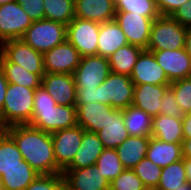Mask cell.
I'll return each instance as SVG.
<instances>
[{
    "mask_svg": "<svg viewBox=\"0 0 191 190\" xmlns=\"http://www.w3.org/2000/svg\"><path fill=\"white\" fill-rule=\"evenodd\" d=\"M158 17H146L132 12H116L115 21L125 33L128 44L146 50L153 21Z\"/></svg>",
    "mask_w": 191,
    "mask_h": 190,
    "instance_id": "9",
    "label": "cell"
},
{
    "mask_svg": "<svg viewBox=\"0 0 191 190\" xmlns=\"http://www.w3.org/2000/svg\"><path fill=\"white\" fill-rule=\"evenodd\" d=\"M176 190H191V185L186 183L181 186V188H178Z\"/></svg>",
    "mask_w": 191,
    "mask_h": 190,
    "instance_id": "50",
    "label": "cell"
},
{
    "mask_svg": "<svg viewBox=\"0 0 191 190\" xmlns=\"http://www.w3.org/2000/svg\"><path fill=\"white\" fill-rule=\"evenodd\" d=\"M187 116H191V111H189L188 113H186Z\"/></svg>",
    "mask_w": 191,
    "mask_h": 190,
    "instance_id": "54",
    "label": "cell"
},
{
    "mask_svg": "<svg viewBox=\"0 0 191 190\" xmlns=\"http://www.w3.org/2000/svg\"><path fill=\"white\" fill-rule=\"evenodd\" d=\"M44 0H18L19 4L32 21L44 19Z\"/></svg>",
    "mask_w": 191,
    "mask_h": 190,
    "instance_id": "41",
    "label": "cell"
},
{
    "mask_svg": "<svg viewBox=\"0 0 191 190\" xmlns=\"http://www.w3.org/2000/svg\"><path fill=\"white\" fill-rule=\"evenodd\" d=\"M145 188L132 169H125L110 183V190H144Z\"/></svg>",
    "mask_w": 191,
    "mask_h": 190,
    "instance_id": "39",
    "label": "cell"
},
{
    "mask_svg": "<svg viewBox=\"0 0 191 190\" xmlns=\"http://www.w3.org/2000/svg\"><path fill=\"white\" fill-rule=\"evenodd\" d=\"M127 44L125 33L115 19L100 24L97 55L108 58L117 49Z\"/></svg>",
    "mask_w": 191,
    "mask_h": 190,
    "instance_id": "23",
    "label": "cell"
},
{
    "mask_svg": "<svg viewBox=\"0 0 191 190\" xmlns=\"http://www.w3.org/2000/svg\"><path fill=\"white\" fill-rule=\"evenodd\" d=\"M41 86L58 105H76V85L72 74L45 73Z\"/></svg>",
    "mask_w": 191,
    "mask_h": 190,
    "instance_id": "17",
    "label": "cell"
},
{
    "mask_svg": "<svg viewBox=\"0 0 191 190\" xmlns=\"http://www.w3.org/2000/svg\"><path fill=\"white\" fill-rule=\"evenodd\" d=\"M133 93L134 83L130 76L110 72L98 86V102L115 109H125L132 105Z\"/></svg>",
    "mask_w": 191,
    "mask_h": 190,
    "instance_id": "6",
    "label": "cell"
},
{
    "mask_svg": "<svg viewBox=\"0 0 191 190\" xmlns=\"http://www.w3.org/2000/svg\"><path fill=\"white\" fill-rule=\"evenodd\" d=\"M8 81L4 75V71L0 65V110L2 109L4 105L6 90L8 86Z\"/></svg>",
    "mask_w": 191,
    "mask_h": 190,
    "instance_id": "45",
    "label": "cell"
},
{
    "mask_svg": "<svg viewBox=\"0 0 191 190\" xmlns=\"http://www.w3.org/2000/svg\"><path fill=\"white\" fill-rule=\"evenodd\" d=\"M110 72L108 58L99 55L81 57L73 73L75 85L84 88L98 87L106 80Z\"/></svg>",
    "mask_w": 191,
    "mask_h": 190,
    "instance_id": "12",
    "label": "cell"
},
{
    "mask_svg": "<svg viewBox=\"0 0 191 190\" xmlns=\"http://www.w3.org/2000/svg\"><path fill=\"white\" fill-rule=\"evenodd\" d=\"M183 139L191 138V116L186 114L182 118Z\"/></svg>",
    "mask_w": 191,
    "mask_h": 190,
    "instance_id": "46",
    "label": "cell"
},
{
    "mask_svg": "<svg viewBox=\"0 0 191 190\" xmlns=\"http://www.w3.org/2000/svg\"><path fill=\"white\" fill-rule=\"evenodd\" d=\"M186 170L187 183L191 185V159H183Z\"/></svg>",
    "mask_w": 191,
    "mask_h": 190,
    "instance_id": "49",
    "label": "cell"
},
{
    "mask_svg": "<svg viewBox=\"0 0 191 190\" xmlns=\"http://www.w3.org/2000/svg\"><path fill=\"white\" fill-rule=\"evenodd\" d=\"M184 48L185 51L191 56V27H187Z\"/></svg>",
    "mask_w": 191,
    "mask_h": 190,
    "instance_id": "48",
    "label": "cell"
},
{
    "mask_svg": "<svg viewBox=\"0 0 191 190\" xmlns=\"http://www.w3.org/2000/svg\"><path fill=\"white\" fill-rule=\"evenodd\" d=\"M186 183L184 160L181 159L162 168L161 177L156 188L159 190H176Z\"/></svg>",
    "mask_w": 191,
    "mask_h": 190,
    "instance_id": "33",
    "label": "cell"
},
{
    "mask_svg": "<svg viewBox=\"0 0 191 190\" xmlns=\"http://www.w3.org/2000/svg\"><path fill=\"white\" fill-rule=\"evenodd\" d=\"M35 89L9 83L4 105L0 110V128L29 124L32 119Z\"/></svg>",
    "mask_w": 191,
    "mask_h": 190,
    "instance_id": "3",
    "label": "cell"
},
{
    "mask_svg": "<svg viewBox=\"0 0 191 190\" xmlns=\"http://www.w3.org/2000/svg\"><path fill=\"white\" fill-rule=\"evenodd\" d=\"M29 125L47 133L77 125L76 106L58 105L42 86L35 89L32 119Z\"/></svg>",
    "mask_w": 191,
    "mask_h": 190,
    "instance_id": "2",
    "label": "cell"
},
{
    "mask_svg": "<svg viewBox=\"0 0 191 190\" xmlns=\"http://www.w3.org/2000/svg\"><path fill=\"white\" fill-rule=\"evenodd\" d=\"M96 166L100 170L102 177L111 183L125 168L119 159L115 149L105 148L99 156Z\"/></svg>",
    "mask_w": 191,
    "mask_h": 190,
    "instance_id": "34",
    "label": "cell"
},
{
    "mask_svg": "<svg viewBox=\"0 0 191 190\" xmlns=\"http://www.w3.org/2000/svg\"><path fill=\"white\" fill-rule=\"evenodd\" d=\"M44 19L68 25L75 18L74 0H44Z\"/></svg>",
    "mask_w": 191,
    "mask_h": 190,
    "instance_id": "32",
    "label": "cell"
},
{
    "mask_svg": "<svg viewBox=\"0 0 191 190\" xmlns=\"http://www.w3.org/2000/svg\"><path fill=\"white\" fill-rule=\"evenodd\" d=\"M130 79L134 85L146 83L152 85H170L171 83L163 68L157 63L153 53L148 50H143L140 53L133 67Z\"/></svg>",
    "mask_w": 191,
    "mask_h": 190,
    "instance_id": "16",
    "label": "cell"
},
{
    "mask_svg": "<svg viewBox=\"0 0 191 190\" xmlns=\"http://www.w3.org/2000/svg\"><path fill=\"white\" fill-rule=\"evenodd\" d=\"M188 0H155L156 7L161 16H171L176 9Z\"/></svg>",
    "mask_w": 191,
    "mask_h": 190,
    "instance_id": "43",
    "label": "cell"
},
{
    "mask_svg": "<svg viewBox=\"0 0 191 190\" xmlns=\"http://www.w3.org/2000/svg\"><path fill=\"white\" fill-rule=\"evenodd\" d=\"M159 114L172 116L176 119H182L185 115L180 105L176 101L173 90L169 87L161 98Z\"/></svg>",
    "mask_w": 191,
    "mask_h": 190,
    "instance_id": "40",
    "label": "cell"
},
{
    "mask_svg": "<svg viewBox=\"0 0 191 190\" xmlns=\"http://www.w3.org/2000/svg\"><path fill=\"white\" fill-rule=\"evenodd\" d=\"M116 12H132L146 17H159L155 0H114Z\"/></svg>",
    "mask_w": 191,
    "mask_h": 190,
    "instance_id": "35",
    "label": "cell"
},
{
    "mask_svg": "<svg viewBox=\"0 0 191 190\" xmlns=\"http://www.w3.org/2000/svg\"><path fill=\"white\" fill-rule=\"evenodd\" d=\"M132 170L146 188L157 187L161 177L162 167L157 166L145 157Z\"/></svg>",
    "mask_w": 191,
    "mask_h": 190,
    "instance_id": "36",
    "label": "cell"
},
{
    "mask_svg": "<svg viewBox=\"0 0 191 190\" xmlns=\"http://www.w3.org/2000/svg\"><path fill=\"white\" fill-rule=\"evenodd\" d=\"M0 65L8 83L25 86L30 89H37L42 84L44 75L31 73L16 63L8 62L2 55L0 56Z\"/></svg>",
    "mask_w": 191,
    "mask_h": 190,
    "instance_id": "30",
    "label": "cell"
},
{
    "mask_svg": "<svg viewBox=\"0 0 191 190\" xmlns=\"http://www.w3.org/2000/svg\"><path fill=\"white\" fill-rule=\"evenodd\" d=\"M75 17L104 23L115 19L114 0H74Z\"/></svg>",
    "mask_w": 191,
    "mask_h": 190,
    "instance_id": "19",
    "label": "cell"
},
{
    "mask_svg": "<svg viewBox=\"0 0 191 190\" xmlns=\"http://www.w3.org/2000/svg\"><path fill=\"white\" fill-rule=\"evenodd\" d=\"M66 32L67 25L43 19L33 21L21 39L36 51L44 54L63 43L66 40Z\"/></svg>",
    "mask_w": 191,
    "mask_h": 190,
    "instance_id": "5",
    "label": "cell"
},
{
    "mask_svg": "<svg viewBox=\"0 0 191 190\" xmlns=\"http://www.w3.org/2000/svg\"><path fill=\"white\" fill-rule=\"evenodd\" d=\"M169 85H152L149 83L134 85L132 105L142 109L151 117L158 116L161 98Z\"/></svg>",
    "mask_w": 191,
    "mask_h": 190,
    "instance_id": "20",
    "label": "cell"
},
{
    "mask_svg": "<svg viewBox=\"0 0 191 190\" xmlns=\"http://www.w3.org/2000/svg\"><path fill=\"white\" fill-rule=\"evenodd\" d=\"M151 136H129L115 150L125 169H133L146 157Z\"/></svg>",
    "mask_w": 191,
    "mask_h": 190,
    "instance_id": "24",
    "label": "cell"
},
{
    "mask_svg": "<svg viewBox=\"0 0 191 190\" xmlns=\"http://www.w3.org/2000/svg\"><path fill=\"white\" fill-rule=\"evenodd\" d=\"M25 190H65L63 174H40Z\"/></svg>",
    "mask_w": 191,
    "mask_h": 190,
    "instance_id": "38",
    "label": "cell"
},
{
    "mask_svg": "<svg viewBox=\"0 0 191 190\" xmlns=\"http://www.w3.org/2000/svg\"><path fill=\"white\" fill-rule=\"evenodd\" d=\"M151 137L167 143L182 144V119L162 114L152 117Z\"/></svg>",
    "mask_w": 191,
    "mask_h": 190,
    "instance_id": "25",
    "label": "cell"
},
{
    "mask_svg": "<svg viewBox=\"0 0 191 190\" xmlns=\"http://www.w3.org/2000/svg\"><path fill=\"white\" fill-rule=\"evenodd\" d=\"M83 137V128L76 125L51 133L57 166L64 171L73 161Z\"/></svg>",
    "mask_w": 191,
    "mask_h": 190,
    "instance_id": "11",
    "label": "cell"
},
{
    "mask_svg": "<svg viewBox=\"0 0 191 190\" xmlns=\"http://www.w3.org/2000/svg\"><path fill=\"white\" fill-rule=\"evenodd\" d=\"M1 55L8 62L16 63L31 73L45 74L43 53L36 51L21 38L3 42Z\"/></svg>",
    "mask_w": 191,
    "mask_h": 190,
    "instance_id": "8",
    "label": "cell"
},
{
    "mask_svg": "<svg viewBox=\"0 0 191 190\" xmlns=\"http://www.w3.org/2000/svg\"><path fill=\"white\" fill-rule=\"evenodd\" d=\"M40 174L25 160L23 165L5 171L0 177L3 190H25Z\"/></svg>",
    "mask_w": 191,
    "mask_h": 190,
    "instance_id": "27",
    "label": "cell"
},
{
    "mask_svg": "<svg viewBox=\"0 0 191 190\" xmlns=\"http://www.w3.org/2000/svg\"><path fill=\"white\" fill-rule=\"evenodd\" d=\"M104 148L116 149L130 135L124 124L122 109H113L108 112V122L97 132Z\"/></svg>",
    "mask_w": 191,
    "mask_h": 190,
    "instance_id": "21",
    "label": "cell"
},
{
    "mask_svg": "<svg viewBox=\"0 0 191 190\" xmlns=\"http://www.w3.org/2000/svg\"><path fill=\"white\" fill-rule=\"evenodd\" d=\"M187 27L171 16H159L151 26L146 50H178L185 47Z\"/></svg>",
    "mask_w": 191,
    "mask_h": 190,
    "instance_id": "4",
    "label": "cell"
},
{
    "mask_svg": "<svg viewBox=\"0 0 191 190\" xmlns=\"http://www.w3.org/2000/svg\"><path fill=\"white\" fill-rule=\"evenodd\" d=\"M181 145L183 159H191V138L183 139Z\"/></svg>",
    "mask_w": 191,
    "mask_h": 190,
    "instance_id": "47",
    "label": "cell"
},
{
    "mask_svg": "<svg viewBox=\"0 0 191 190\" xmlns=\"http://www.w3.org/2000/svg\"><path fill=\"white\" fill-rule=\"evenodd\" d=\"M146 158L157 166L166 167L173 162L183 159L182 145L167 143L150 137Z\"/></svg>",
    "mask_w": 191,
    "mask_h": 190,
    "instance_id": "26",
    "label": "cell"
},
{
    "mask_svg": "<svg viewBox=\"0 0 191 190\" xmlns=\"http://www.w3.org/2000/svg\"><path fill=\"white\" fill-rule=\"evenodd\" d=\"M148 51L153 53L170 82L191 77V56L185 51V48Z\"/></svg>",
    "mask_w": 191,
    "mask_h": 190,
    "instance_id": "14",
    "label": "cell"
},
{
    "mask_svg": "<svg viewBox=\"0 0 191 190\" xmlns=\"http://www.w3.org/2000/svg\"><path fill=\"white\" fill-rule=\"evenodd\" d=\"M99 30L100 23L75 17L67 25L66 39L81 57L97 55Z\"/></svg>",
    "mask_w": 191,
    "mask_h": 190,
    "instance_id": "7",
    "label": "cell"
},
{
    "mask_svg": "<svg viewBox=\"0 0 191 190\" xmlns=\"http://www.w3.org/2000/svg\"><path fill=\"white\" fill-rule=\"evenodd\" d=\"M75 106L77 125L82 127L85 131L92 133H97L105 127L108 122V112L114 109L107 104L99 102Z\"/></svg>",
    "mask_w": 191,
    "mask_h": 190,
    "instance_id": "18",
    "label": "cell"
},
{
    "mask_svg": "<svg viewBox=\"0 0 191 190\" xmlns=\"http://www.w3.org/2000/svg\"><path fill=\"white\" fill-rule=\"evenodd\" d=\"M11 2H18V0H0V6Z\"/></svg>",
    "mask_w": 191,
    "mask_h": 190,
    "instance_id": "51",
    "label": "cell"
},
{
    "mask_svg": "<svg viewBox=\"0 0 191 190\" xmlns=\"http://www.w3.org/2000/svg\"><path fill=\"white\" fill-rule=\"evenodd\" d=\"M169 87L173 90L176 101L184 114L191 111V77L175 80Z\"/></svg>",
    "mask_w": 191,
    "mask_h": 190,
    "instance_id": "37",
    "label": "cell"
},
{
    "mask_svg": "<svg viewBox=\"0 0 191 190\" xmlns=\"http://www.w3.org/2000/svg\"><path fill=\"white\" fill-rule=\"evenodd\" d=\"M1 52H2V43L0 42V56H1Z\"/></svg>",
    "mask_w": 191,
    "mask_h": 190,
    "instance_id": "53",
    "label": "cell"
},
{
    "mask_svg": "<svg viewBox=\"0 0 191 190\" xmlns=\"http://www.w3.org/2000/svg\"><path fill=\"white\" fill-rule=\"evenodd\" d=\"M144 190H159L158 188H145Z\"/></svg>",
    "mask_w": 191,
    "mask_h": 190,
    "instance_id": "52",
    "label": "cell"
},
{
    "mask_svg": "<svg viewBox=\"0 0 191 190\" xmlns=\"http://www.w3.org/2000/svg\"><path fill=\"white\" fill-rule=\"evenodd\" d=\"M104 149L97 133L88 132L83 129L80 148L74 156L72 163L66 169H79L96 165Z\"/></svg>",
    "mask_w": 191,
    "mask_h": 190,
    "instance_id": "22",
    "label": "cell"
},
{
    "mask_svg": "<svg viewBox=\"0 0 191 190\" xmlns=\"http://www.w3.org/2000/svg\"><path fill=\"white\" fill-rule=\"evenodd\" d=\"M171 17L184 27H191V0L175 10Z\"/></svg>",
    "mask_w": 191,
    "mask_h": 190,
    "instance_id": "44",
    "label": "cell"
},
{
    "mask_svg": "<svg viewBox=\"0 0 191 190\" xmlns=\"http://www.w3.org/2000/svg\"><path fill=\"white\" fill-rule=\"evenodd\" d=\"M77 49L66 39L43 54L45 73L72 74L80 63Z\"/></svg>",
    "mask_w": 191,
    "mask_h": 190,
    "instance_id": "13",
    "label": "cell"
},
{
    "mask_svg": "<svg viewBox=\"0 0 191 190\" xmlns=\"http://www.w3.org/2000/svg\"><path fill=\"white\" fill-rule=\"evenodd\" d=\"M15 141L23 159L38 174H62L54 155L51 133L29 124H17L4 129Z\"/></svg>",
    "mask_w": 191,
    "mask_h": 190,
    "instance_id": "1",
    "label": "cell"
},
{
    "mask_svg": "<svg viewBox=\"0 0 191 190\" xmlns=\"http://www.w3.org/2000/svg\"><path fill=\"white\" fill-rule=\"evenodd\" d=\"M142 48L127 44L108 57L111 72L130 76Z\"/></svg>",
    "mask_w": 191,
    "mask_h": 190,
    "instance_id": "28",
    "label": "cell"
},
{
    "mask_svg": "<svg viewBox=\"0 0 191 190\" xmlns=\"http://www.w3.org/2000/svg\"><path fill=\"white\" fill-rule=\"evenodd\" d=\"M32 23L19 2L0 6V42L22 38Z\"/></svg>",
    "mask_w": 191,
    "mask_h": 190,
    "instance_id": "10",
    "label": "cell"
},
{
    "mask_svg": "<svg viewBox=\"0 0 191 190\" xmlns=\"http://www.w3.org/2000/svg\"><path fill=\"white\" fill-rule=\"evenodd\" d=\"M23 160L17 144L3 129L0 132V177L5 171L23 165Z\"/></svg>",
    "mask_w": 191,
    "mask_h": 190,
    "instance_id": "31",
    "label": "cell"
},
{
    "mask_svg": "<svg viewBox=\"0 0 191 190\" xmlns=\"http://www.w3.org/2000/svg\"><path fill=\"white\" fill-rule=\"evenodd\" d=\"M65 190H110V183L102 177L96 165L65 169L62 172Z\"/></svg>",
    "mask_w": 191,
    "mask_h": 190,
    "instance_id": "15",
    "label": "cell"
},
{
    "mask_svg": "<svg viewBox=\"0 0 191 190\" xmlns=\"http://www.w3.org/2000/svg\"><path fill=\"white\" fill-rule=\"evenodd\" d=\"M125 127L130 136H151L152 117L133 105L122 109Z\"/></svg>",
    "mask_w": 191,
    "mask_h": 190,
    "instance_id": "29",
    "label": "cell"
},
{
    "mask_svg": "<svg viewBox=\"0 0 191 190\" xmlns=\"http://www.w3.org/2000/svg\"><path fill=\"white\" fill-rule=\"evenodd\" d=\"M76 105L98 102V87H76Z\"/></svg>",
    "mask_w": 191,
    "mask_h": 190,
    "instance_id": "42",
    "label": "cell"
}]
</instances>
